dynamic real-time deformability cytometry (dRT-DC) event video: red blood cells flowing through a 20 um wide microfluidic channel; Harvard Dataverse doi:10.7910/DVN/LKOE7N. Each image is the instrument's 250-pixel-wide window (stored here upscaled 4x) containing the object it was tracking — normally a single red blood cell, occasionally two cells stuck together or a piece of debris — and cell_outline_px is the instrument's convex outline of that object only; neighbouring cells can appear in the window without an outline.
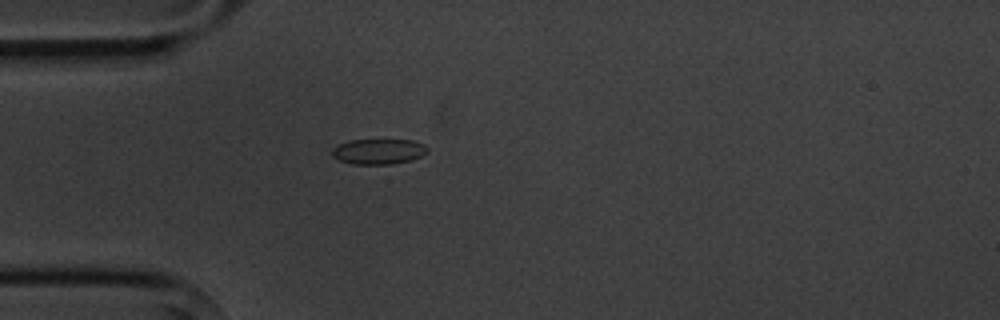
{"species": "common noctule bat (a hibernating species)", "species_latin": "Nyctalus noctula", "temperature_condition": "cold", "stored_images_in_passage": 1, "camera_frame_rate_fps": 3000, "um_per_image_px": 0.085, "animal": {"sex": "male", "body_mass_g": 20.1, "forearm_length_mm": 53.5}, "frame": {"image": 1, "passage_image": 1, "time_ms": 0.0, "image_size_px": [1000, 320], "cell_outline_px": [[428, 152], [412, 160], [392, 164], [352, 164], [340, 160], [332, 156], [332, 148], [336, 144], [348, 140], [412, 140], [424, 144], [428, 148]], "centroid_in_image_um": [32.16, 12.87], "position_along_channel_um": 52.8, "area_um2": 14.22}}